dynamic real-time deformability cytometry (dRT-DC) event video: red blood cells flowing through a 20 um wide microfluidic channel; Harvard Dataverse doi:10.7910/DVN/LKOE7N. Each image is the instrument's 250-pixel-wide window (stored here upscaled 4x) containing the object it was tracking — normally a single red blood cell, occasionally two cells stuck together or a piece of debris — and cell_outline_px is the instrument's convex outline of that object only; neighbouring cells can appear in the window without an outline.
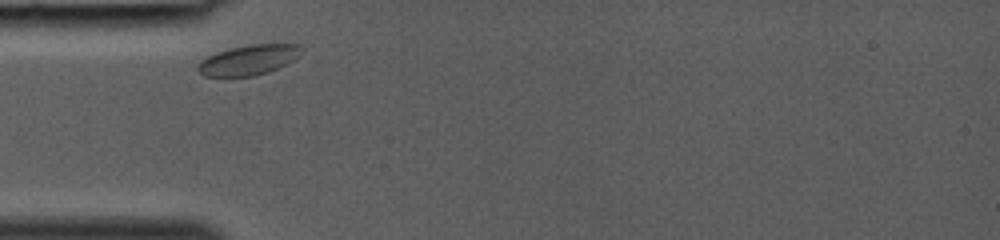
{"species": "common noctule bat (a hibernating species)", "species_latin": "Nyctalus noctula", "temperature_condition": "room temperature", "stored_images_in_passage": 24, "camera_frame_rate_fps": 3000, "um_per_image_px": 0.085, "animal": {"sex": "female", "body_mass_g": 19.0, "forearm_length_mm": 53.3}, "frame": {"image": 1, "passage_image": 1, "time_ms": 0.0, "image_size_px": [1000, 240], "cell_outline_px": [[300, 52], [288, 64], [268, 72], [252, 76], [204, 76], [196, 68], [196, 64], [200, 60], [216, 52], [232, 48], [252, 44], [300, 44]], "centroid_in_image_um": [21.09, 5.1], "position_along_channel_um": 63.9, "area_um2": 17.98}}
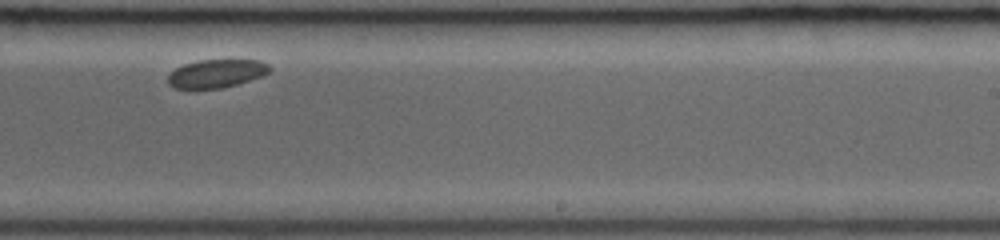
{"frame": {"image": 2, "passage_image": 15, "time_ms": 4.667, "image_size_px": [1000, 240], "cell_outline_px": [[272, 68], [268, 72], [260, 76], [236, 84], [220, 88], [176, 88], [168, 84], [168, 76], [176, 68], [184, 64], [200, 60], [260, 60], [268, 64]], "centroid_in_image_um": [18.39, 6.24], "position_along_channel_um": 270.6, "area_um2": 16.42}}
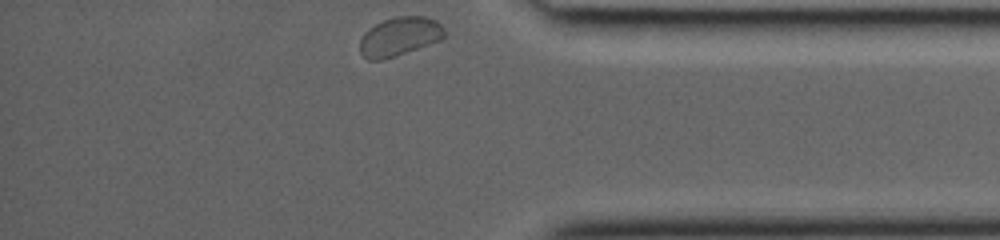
{"frame": {"image": 3, "passage_image": 24, "time_ms": 7.667, "image_size_px": [1000, 240], "cell_outline_px": [[444, 36], [440, 40], [380, 60], [368, 60], [360, 52], [360, 40], [364, 32], [368, 28], [384, 20], [396, 16], [424, 16], [436, 20], [444, 28]], "centroid_in_image_um": [33.93, 3.08], "position_along_channel_um": 401.3, "area_um2": 18.79}}